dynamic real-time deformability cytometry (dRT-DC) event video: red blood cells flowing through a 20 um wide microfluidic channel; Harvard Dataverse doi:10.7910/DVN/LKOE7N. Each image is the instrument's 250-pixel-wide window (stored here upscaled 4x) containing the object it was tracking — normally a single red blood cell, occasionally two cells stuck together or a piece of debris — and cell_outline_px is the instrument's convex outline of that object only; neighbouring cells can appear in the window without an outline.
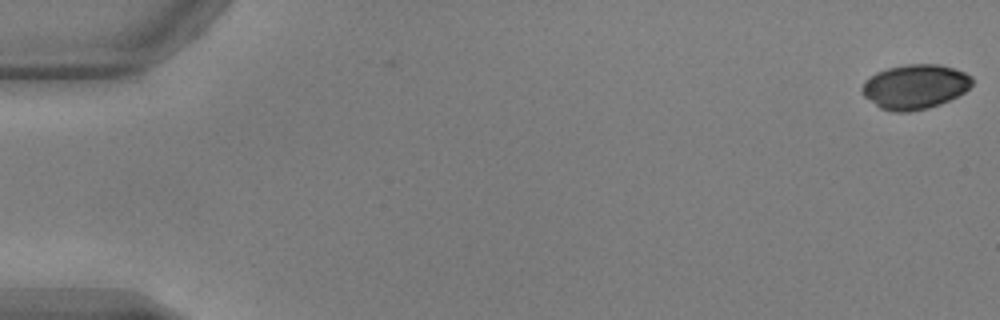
{"species": "common noctule bat (a hibernating species)", "species_latin": "Nyctalus noctula", "temperature_condition": "warm", "stored_images_in_passage": 2, "camera_frame_rate_fps": 3000, "um_per_image_px": 0.085, "animal": {"sex": "male", "body_mass_g": 17.9, "forearm_length_mm": 54.2}, "frame": {"image": 1, "passage_image": 2, "time_ms": 0.333, "image_size_px": [1000, 320], "cell_outline_px": [[972, 84], [964, 92], [940, 104], [928, 108], [908, 112], [892, 112], [880, 108], [864, 96], [860, 92], [860, 88], [864, 80], [876, 72], [888, 68], [908, 64], [940, 64], [964, 72], [972, 76]], "centroid_in_image_um": [77.73, 7.37], "position_along_channel_um": 7.3, "area_um2": 28.67}}